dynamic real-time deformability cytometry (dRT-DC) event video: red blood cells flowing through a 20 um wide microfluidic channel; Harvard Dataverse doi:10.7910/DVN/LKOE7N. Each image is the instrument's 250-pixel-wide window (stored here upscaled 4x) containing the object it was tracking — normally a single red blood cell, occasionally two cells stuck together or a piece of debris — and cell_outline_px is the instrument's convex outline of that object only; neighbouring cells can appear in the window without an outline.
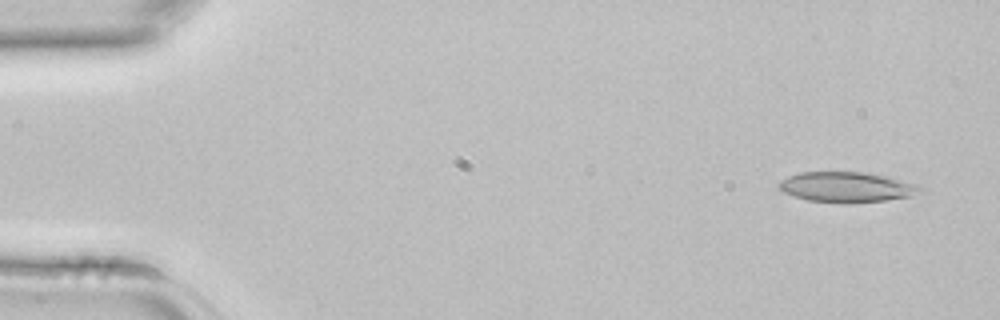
{"species": "common noctule bat (a hibernating species)", "species_latin": "Nyctalus noctula", "temperature_condition": "room temperature", "stored_images_in_passage": 3, "camera_frame_rate_fps": 3000, "um_per_image_px": 0.085, "animal": {"sex": "female", "body_mass_g": 22.7, "forearm_length_mm": 54.2}, "frame": {"image": 1, "passage_image": 1, "time_ms": 0.0, "image_size_px": [1000, 320], "cell_outline_px": [[924, 192], [912, 196], [888, 200], [848, 204], [808, 200], [784, 192], [780, 188], [780, 180], [788, 176], [800, 172], [864, 172], [884, 176], [916, 184], [924, 188]], "centroid_in_image_um": [72.02, 15.91], "position_along_channel_um": 13.0, "area_um2": 24.97}}